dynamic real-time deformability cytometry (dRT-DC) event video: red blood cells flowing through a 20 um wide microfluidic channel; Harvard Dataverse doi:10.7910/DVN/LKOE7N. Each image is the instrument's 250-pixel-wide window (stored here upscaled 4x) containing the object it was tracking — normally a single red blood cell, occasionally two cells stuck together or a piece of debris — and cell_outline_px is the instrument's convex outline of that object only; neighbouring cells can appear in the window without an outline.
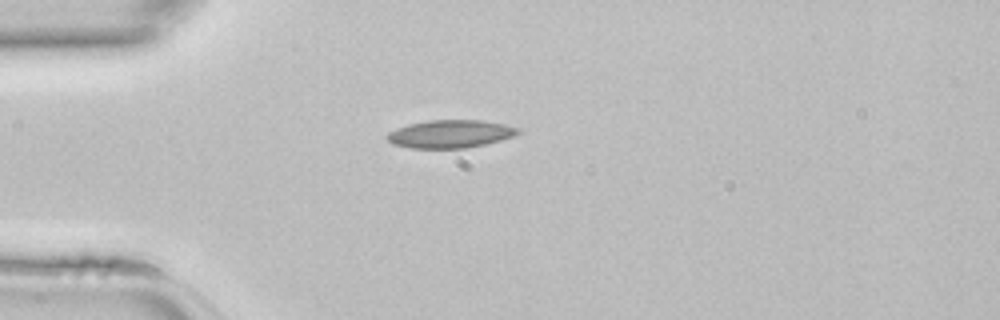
{"species": "common noctule bat (a hibernating species)", "species_latin": "Nyctalus noctula", "temperature_condition": "room temperature", "stored_images_in_passage": 34, "camera_frame_rate_fps": 3000, "um_per_image_px": 0.085, "animal": {"sex": "female", "body_mass_g": 22.7, "forearm_length_mm": 54.2}, "frame": {"image": 1, "passage_image": 1, "time_ms": 0.0, "image_size_px": [1000, 320], "cell_outline_px": [[520, 132], [512, 136], [500, 140], [468, 148], [412, 148], [392, 144], [384, 136], [388, 132], [396, 128], [408, 124], [428, 120], [480, 120], [504, 124], [520, 128]], "centroid_in_image_um": [38.23, 11.38], "position_along_channel_um": 46.8, "area_um2": 21.33}}
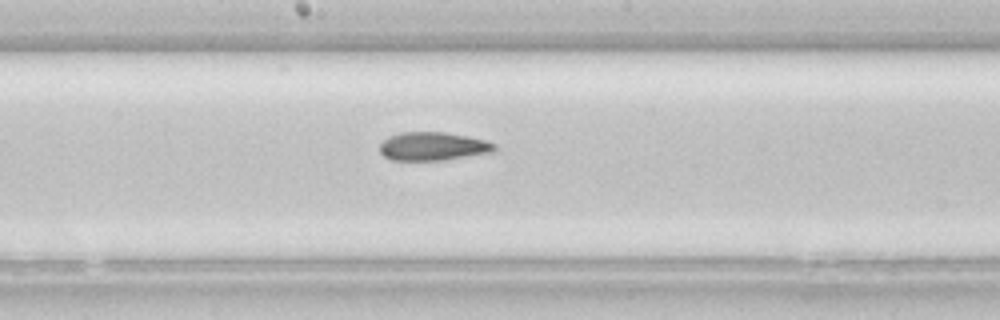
{"frame": {"image": 2, "passage_image": 13, "time_ms": 4.0, "image_size_px": [1000, 320], "cell_outline_px": [[496, 152], [444, 160], [392, 160], [384, 156], [380, 152], [380, 144], [388, 136], [400, 132], [444, 132], [468, 136], [484, 140], [496, 144]], "centroid_in_image_um": [36.82, 12.44], "position_along_channel_um": 211.4, "area_um2": 19.13}}
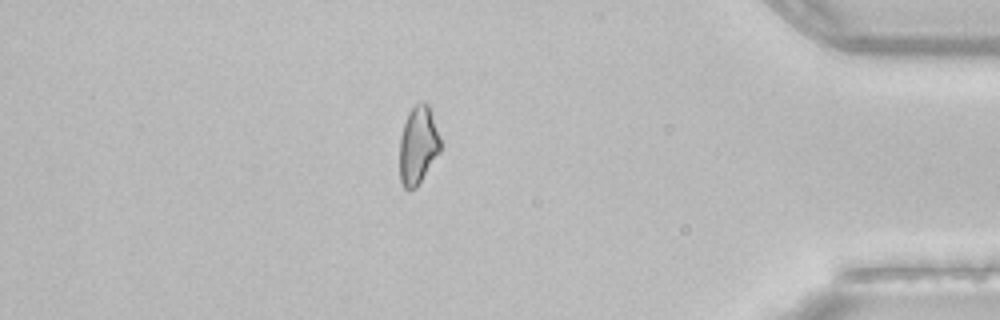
{"frame": {"image": 3, "passage_image": 28, "time_ms": 9.0, "image_size_px": [1000, 320], "cell_outline_px": [[440, 152], [416, 188], [408, 192], [404, 188], [400, 180], [400, 136], [408, 112], [416, 104], [428, 104], [440, 136]], "centroid_in_image_um": [35.53, 12.4], "position_along_channel_um": 399.7, "area_um2": 18.44}}